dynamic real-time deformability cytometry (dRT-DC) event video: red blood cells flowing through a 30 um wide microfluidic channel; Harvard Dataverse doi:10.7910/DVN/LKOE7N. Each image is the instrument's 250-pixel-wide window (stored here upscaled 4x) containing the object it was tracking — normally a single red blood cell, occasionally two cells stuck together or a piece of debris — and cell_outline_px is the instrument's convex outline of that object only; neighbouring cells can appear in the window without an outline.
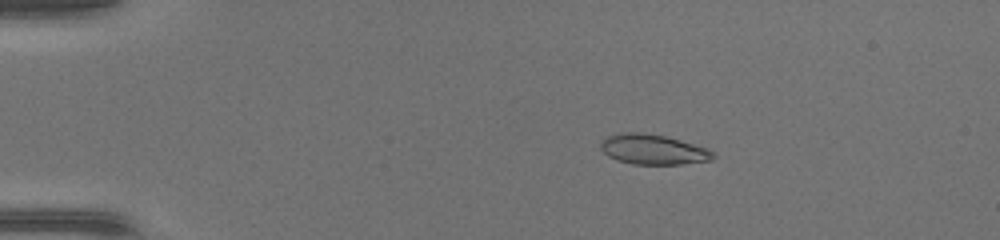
{"species": "common noctule bat (a hibernating species)", "species_latin": "Nyctalus noctula", "temperature_condition": "warm", "stored_images_in_passage": 48, "camera_frame_rate_fps": 3000, "um_per_image_px": 0.085, "animal": {"sex": "female", "body_mass_g": 17.0, "forearm_length_mm": 48.0}, "frame": {"image": 1, "passage_image": 9, "time_ms": 2.667, "image_size_px": [1000, 240], "cell_outline_px": [[716, 156], [712, 160], [680, 164], [632, 164], [616, 160], [608, 156], [600, 148], [600, 140], [608, 136], [624, 132], [640, 132], [664, 136], [680, 140], [708, 148]], "centroid_in_image_um": [55.49, 12.7], "position_along_channel_um": 29.5, "area_um2": 19.71}}
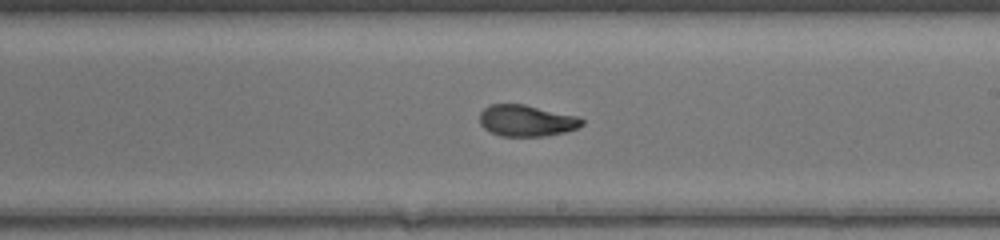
{"frame": {"image": 2, "passage_image": 29, "time_ms": 9.333, "image_size_px": [1000, 240], "cell_outline_px": [[584, 124], [576, 128], [564, 132], [544, 136], [500, 136], [484, 128], [480, 124], [480, 112], [484, 108], [492, 104], [524, 104], [580, 116], [584, 120]], "centroid_in_image_um": [44.77, 10.25], "position_along_channel_um": 244.2, "area_um2": 18.79}}
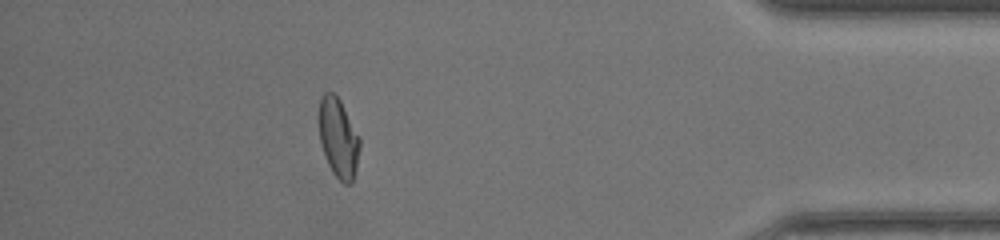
{"frame": {"image": 3, "passage_image": 43, "time_ms": 14.0, "image_size_px": [1000, 240], "cell_outline_px": [[360, 148], [356, 168], [352, 184], [344, 184], [332, 172], [328, 164], [320, 140], [316, 120], [320, 96], [324, 92], [332, 92], [340, 100], [360, 136]], "centroid_in_image_um": [28.73, 11.68], "position_along_channel_um": 406.5, "area_um2": 19.36}, "authors_computed_cell_mechanics": {"area_um2": 19.4786, "velocity_mm_per_s": 4.3907, "shape_relaxation_time_tau1_ms": 8.8331, "shape_relaxation_time_tau2_ms": 1.2128, "deformation_change_tau1": 0.2859, "deformation_change_tau2": 0.0605}}